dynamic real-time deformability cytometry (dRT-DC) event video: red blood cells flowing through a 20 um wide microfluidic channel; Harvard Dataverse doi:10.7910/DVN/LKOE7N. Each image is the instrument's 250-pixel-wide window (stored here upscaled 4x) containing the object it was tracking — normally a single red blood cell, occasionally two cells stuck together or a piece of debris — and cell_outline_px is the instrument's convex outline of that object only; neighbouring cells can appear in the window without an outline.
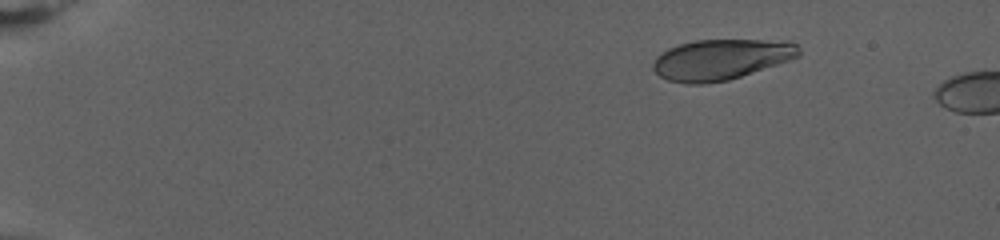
{"species": "human", "species_latin": "Homo sapiens", "temperature_condition": "warm", "stored_images_in_passage": 15, "camera_frame_rate_fps": 3000, "um_per_image_px": 0.085, "donor": {"sex": "female"}, "frame": {"image": 1, "passage_image": 9, "time_ms": 2.667, "image_size_px": [1000, 240], "cell_outline_px": [[800, 56], [728, 80], [704, 84], [684, 84], [668, 80], [660, 76], [652, 68], [652, 64], [656, 56], [660, 52], [668, 48], [680, 44], [696, 40], [788, 40], [796, 44], [800, 48]], "centroid_in_image_um": [61.26, 5.05], "position_along_channel_um": 23.7, "area_um2": 34.51}}